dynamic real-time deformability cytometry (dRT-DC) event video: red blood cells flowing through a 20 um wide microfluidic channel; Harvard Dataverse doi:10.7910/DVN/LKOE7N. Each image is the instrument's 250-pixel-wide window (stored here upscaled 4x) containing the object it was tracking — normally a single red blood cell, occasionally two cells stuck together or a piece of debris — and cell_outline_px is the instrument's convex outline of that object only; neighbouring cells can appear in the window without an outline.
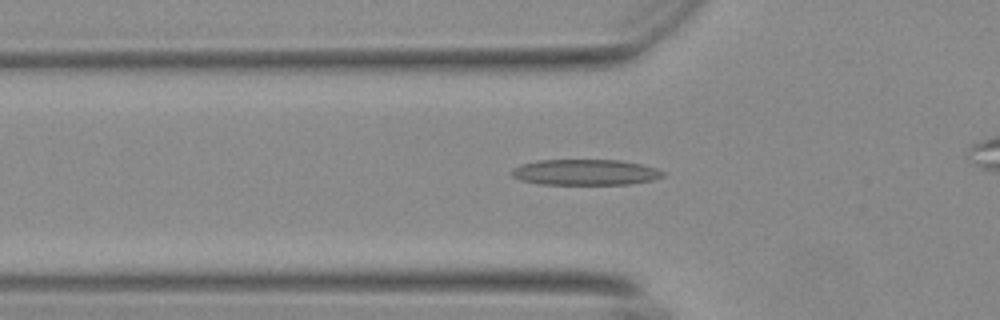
{"species": "Egyptian fruit bat (a non-hibernating species)", "species_latin": "Rousettus aegyptiacus", "temperature_condition": "warm", "stored_images_in_passage": 35, "segment_of_instrument_passage": [1, 2], "camera_frame_rate_fps": 3000, "um_per_image_px": 0.085, "animal": {"sex": "female"}, "frame": {"image": 1, "passage_image": 4, "time_ms": 1.0, "image_size_px": [1000, 320], "cell_outline_px": [[664, 176], [652, 180], [632, 184], [540, 184], [520, 180], [512, 176], [512, 168], [520, 164], [536, 160], [620, 160], [640, 164], [656, 168], [664, 172]], "centroid_in_image_um": [49.73, 14.64], "position_along_channel_um": 76.1, "area_um2": 22.77}}
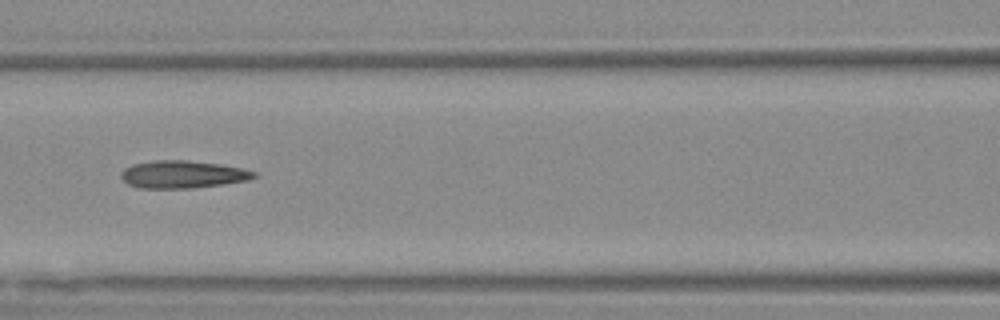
{"frame": {"image": 2, "passage_image": 10, "time_ms": 3.0, "image_size_px": [1000, 320], "cell_outline_px": [[256, 176], [248, 180], [224, 184], [192, 188], [140, 188], [128, 184], [120, 176], [124, 168], [132, 164], [152, 160], [188, 160], [220, 164], [244, 168], [256, 172]], "centroid_in_image_um": [15.53, 14.81], "position_along_channel_um": 151.1, "area_um2": 21.44}}
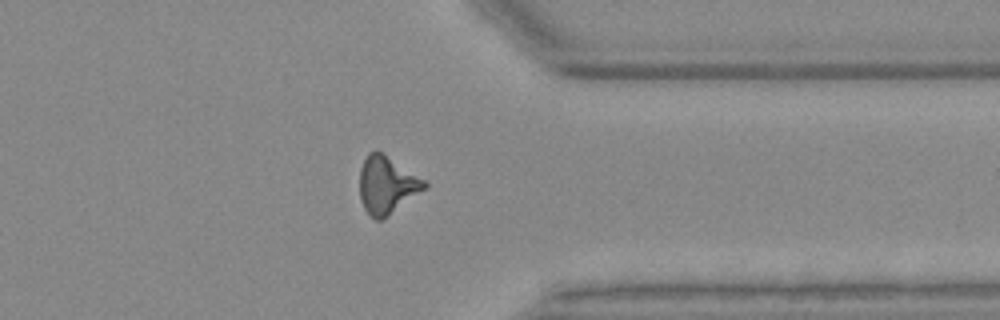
{"frame": {"image": 3, "passage_image": 29, "time_ms": 9.333, "image_size_px": [1000, 320], "cell_outline_px": [[428, 184], [424, 188], [384, 220], [376, 220], [364, 208], [360, 200], [360, 168], [368, 152], [376, 148], [384, 152], [424, 180]], "centroid_in_image_um": [32.84, 15.69], "position_along_channel_um": 378.6, "area_um2": 21.68}}